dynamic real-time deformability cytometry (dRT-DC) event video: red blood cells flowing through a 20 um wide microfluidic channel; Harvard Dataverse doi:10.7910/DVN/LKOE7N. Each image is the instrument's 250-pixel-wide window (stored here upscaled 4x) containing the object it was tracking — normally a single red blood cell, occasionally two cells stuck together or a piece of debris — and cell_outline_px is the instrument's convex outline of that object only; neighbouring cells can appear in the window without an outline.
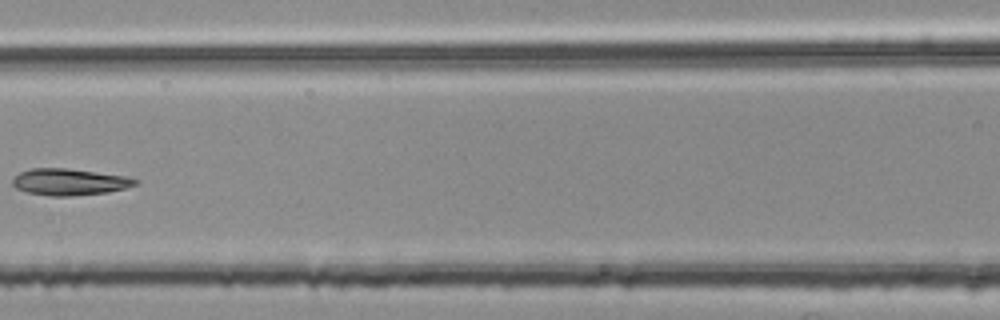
{"species": "common noctule bat (a hibernating species)", "species_latin": "Nyctalus noctula", "temperature_condition": "room temperature", "stored_images_in_passage": 6, "camera_frame_rate_fps": 3000, "um_per_image_px": 0.085, "animal": {"sex": "female", "body_mass_g": 25.1}, "frame": {"image": 1, "passage_image": 6, "time_ms": 1.667, "image_size_px": [1000, 320], "cell_outline_px": [[140, 184], [108, 192], [72, 196], [48, 196], [28, 192], [16, 188], [12, 184], [12, 180], [20, 172], [32, 168], [68, 168], [128, 176], [140, 180]], "centroid_in_image_um": [5.95, 15.46], "position_along_channel_um": 160.6, "area_um2": 19.19}}